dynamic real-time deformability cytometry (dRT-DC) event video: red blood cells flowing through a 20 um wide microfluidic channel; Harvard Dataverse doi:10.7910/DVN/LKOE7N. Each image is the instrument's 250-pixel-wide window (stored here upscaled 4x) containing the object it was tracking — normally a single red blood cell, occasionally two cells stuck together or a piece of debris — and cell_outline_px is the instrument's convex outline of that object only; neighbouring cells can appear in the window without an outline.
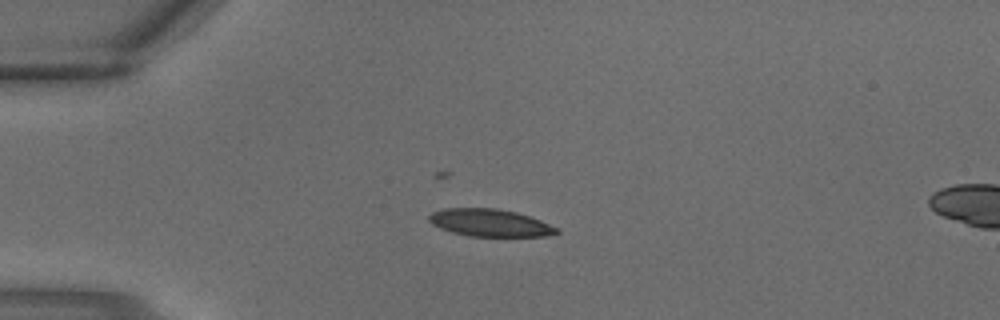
{"species": "common noctule bat (a hibernating species)", "species_latin": "Nyctalus noctula", "temperature_condition": "warm", "stored_images_in_passage": 3, "segment_of_instrument_passage": [1, 2], "camera_frame_rate_fps": 3000, "um_per_image_px": 0.085, "animal": {"sex": "male", "body_mass_g": 18.8}, "frame": {"image": 1, "passage_image": 2, "time_ms": 0.333, "image_size_px": [1000, 320], "cell_outline_px": [[560, 232], [544, 236], [468, 236], [452, 232], [440, 228], [432, 224], [428, 220], [428, 216], [432, 212], [444, 208], [496, 208], [516, 212], [540, 220], [556, 228]], "centroid_in_image_um": [41.59, 18.93], "position_along_channel_um": 43.4, "area_um2": 20.23}}